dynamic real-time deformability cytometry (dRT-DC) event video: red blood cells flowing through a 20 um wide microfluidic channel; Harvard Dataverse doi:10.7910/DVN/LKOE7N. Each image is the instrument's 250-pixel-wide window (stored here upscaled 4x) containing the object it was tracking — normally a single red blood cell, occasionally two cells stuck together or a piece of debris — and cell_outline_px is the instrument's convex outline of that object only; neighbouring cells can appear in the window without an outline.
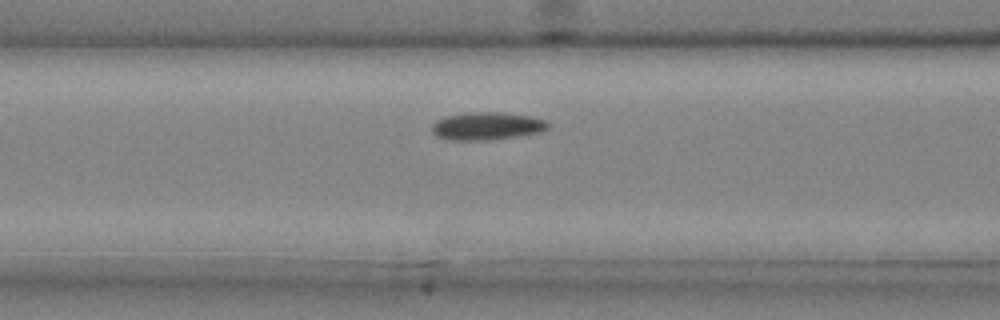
{"species": "common noctule bat (a hibernating species)", "species_latin": "Nyctalus noctula", "temperature_condition": "cold", "stored_images_in_passage": 32, "camera_frame_rate_fps": 3000, "um_per_image_px": 0.085, "animal": {"sex": "male", "body_mass_g": 20.4}, "frame": {"image": 1, "passage_image": 12, "time_ms": 3.667, "image_size_px": [1000, 320], "cell_outline_px": [[548, 128], [544, 132], [488, 140], [444, 140], [436, 136], [432, 132], [432, 124], [436, 120], [444, 116], [464, 112], [500, 112], [532, 116], [544, 120], [548, 124]], "centroid_in_image_um": [41.34, 10.71], "position_along_channel_um": 125.3, "area_um2": 19.07}}
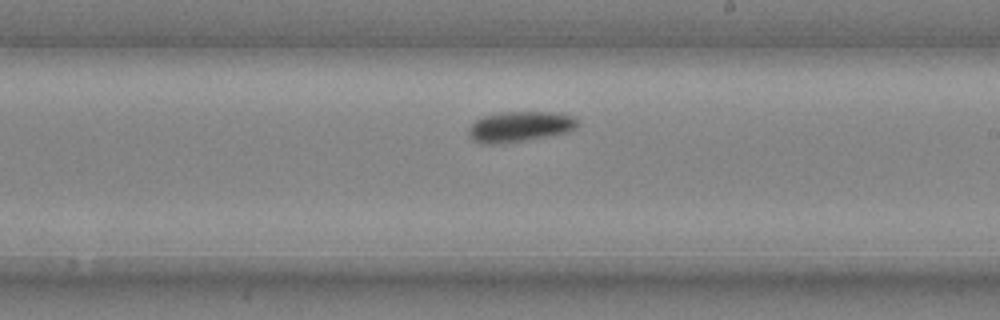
{"frame": {"image": 2, "passage_image": 20, "time_ms": 6.333, "image_size_px": [1000, 320], "cell_outline_px": [[580, 124], [572, 132], [520, 140], [484, 144], [476, 140], [468, 132], [468, 128], [476, 120], [484, 116], [504, 112], [552, 112], [572, 116], [580, 120]], "centroid_in_image_um": [44.28, 10.73], "position_along_channel_um": 244.7, "area_um2": 18.9}}
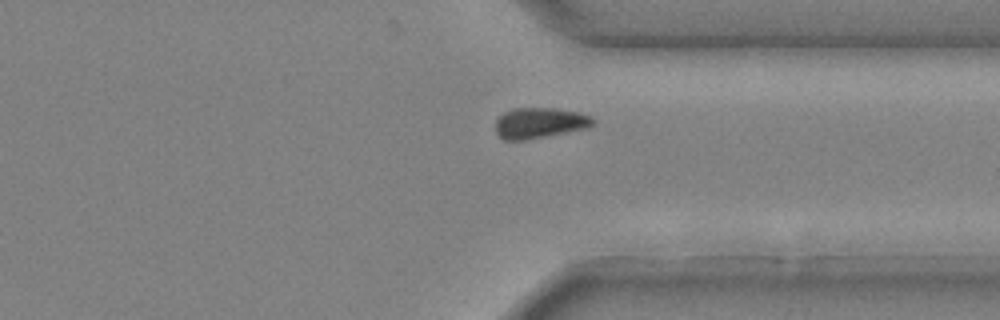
{"frame": {"image": 3, "passage_image": 28, "time_ms": 9.0, "image_size_px": [1000, 320], "cell_outline_px": [[596, 120], [588, 128], [524, 140], [504, 140], [496, 132], [496, 120], [504, 112], [512, 108], [556, 108], [580, 112], [592, 116]], "centroid_in_image_um": [45.89, 10.43], "position_along_channel_um": 365.5, "area_um2": 17.46}}